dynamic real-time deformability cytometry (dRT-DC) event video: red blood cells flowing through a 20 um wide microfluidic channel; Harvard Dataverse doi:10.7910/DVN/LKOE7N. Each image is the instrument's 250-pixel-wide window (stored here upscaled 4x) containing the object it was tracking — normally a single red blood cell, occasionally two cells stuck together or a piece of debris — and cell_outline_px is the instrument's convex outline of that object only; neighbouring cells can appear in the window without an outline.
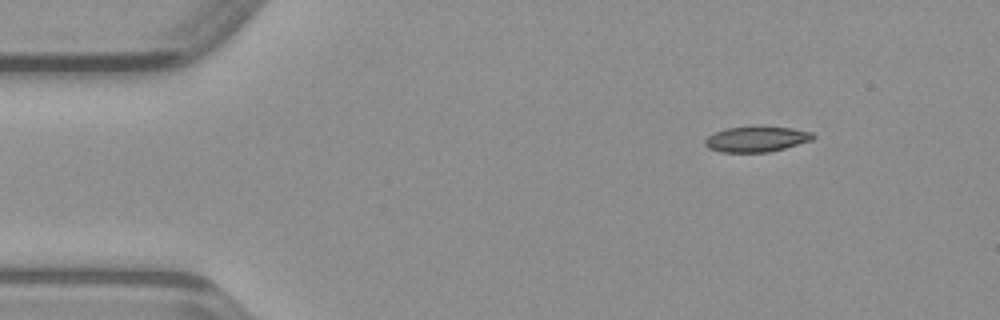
{"species": "common noctule bat (a hibernating species)", "species_latin": "Nyctalus noctula", "temperature_condition": "warm", "stored_images_in_passage": 42, "camera_frame_rate_fps": 3000, "um_per_image_px": 0.085, "animal": {"sex": "male", "body_mass_g": 23.1, "forearm_length_mm": 52.7}, "frame": {"image": 1, "passage_image": 1, "time_ms": 0.0, "image_size_px": [1000, 320], "cell_outline_px": [[816, 136], [812, 140], [784, 148], [768, 152], [720, 152], [708, 148], [704, 144], [704, 140], [708, 136], [716, 132], [728, 128], [756, 124], [792, 128], [812, 132]], "centroid_in_image_um": [64.3, 11.79], "position_along_channel_um": 20.7, "area_um2": 16.47}}
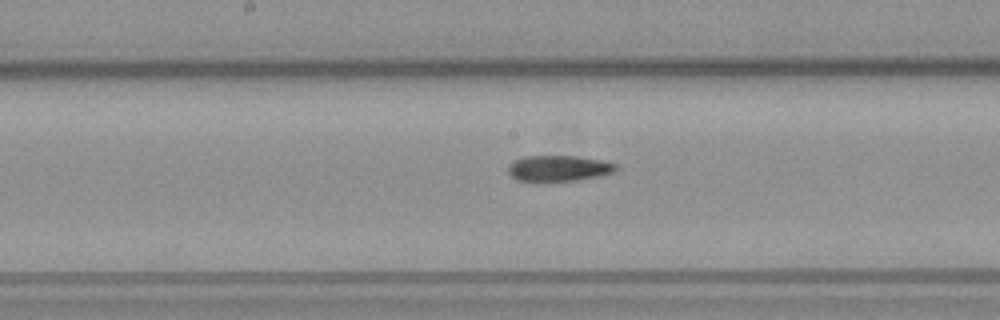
{"frame": {"image": 2, "passage_image": 19, "time_ms": 6.0, "image_size_px": [1000, 320], "cell_outline_px": [[616, 168], [612, 172], [600, 176], [576, 180], [544, 184], [532, 184], [516, 180], [508, 172], [508, 164], [512, 160], [524, 156], [576, 156], [600, 160], [616, 164]], "centroid_in_image_um": [47.36, 14.35], "position_along_channel_um": 200.8, "area_um2": 16.99}}
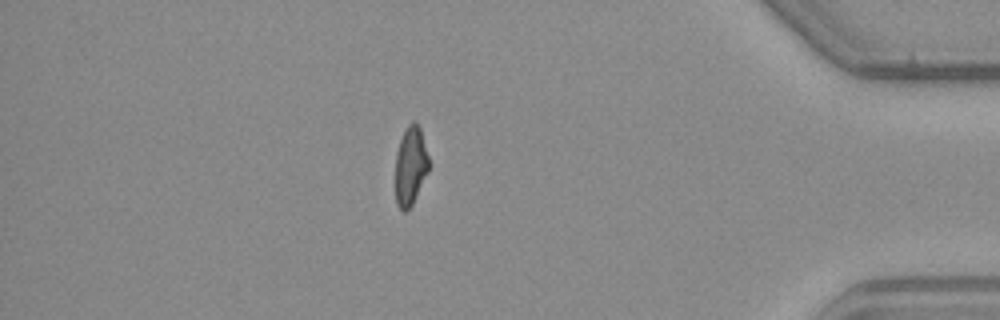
{"frame": {"image": 3, "passage_image": 36, "time_ms": 11.667, "image_size_px": [1000, 320], "cell_outline_px": [[428, 172], [412, 204], [404, 212], [396, 204], [396, 152], [400, 140], [408, 124], [412, 120], [416, 120], [420, 128], [428, 156]], "centroid_in_image_um": [34.89, 14.07], "position_along_channel_um": 400.3, "area_um2": 15.14}}